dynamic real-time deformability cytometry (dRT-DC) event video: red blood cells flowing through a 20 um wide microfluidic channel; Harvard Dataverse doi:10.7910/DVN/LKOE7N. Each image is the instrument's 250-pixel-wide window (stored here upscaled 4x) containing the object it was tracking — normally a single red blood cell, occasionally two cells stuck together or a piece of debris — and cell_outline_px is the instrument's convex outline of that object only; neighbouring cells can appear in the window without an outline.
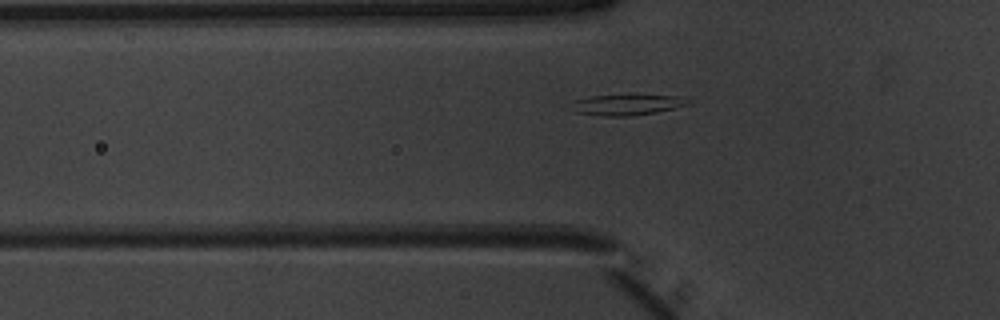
{"species": "common noctule bat (a hibernating species)", "species_latin": "Nyctalus noctula", "temperature_condition": "warm", "stored_images_in_passage": 36, "camera_frame_rate_fps": 3000, "um_per_image_px": 0.085, "animal": {"sex": "male", "body_mass_g": 20.1, "forearm_length_mm": 53.5}, "frame": {"image": 1, "passage_image": 2, "time_ms": 0.333, "image_size_px": [1000, 320], "cell_outline_px": [[692, 104], [656, 112], [632, 116], [604, 116], [576, 112], [576, 100], [592, 96], [628, 92], [676, 96]], "centroid_in_image_um": [53.37, 8.85], "position_along_channel_um": 72.4, "area_um2": 14.45}}
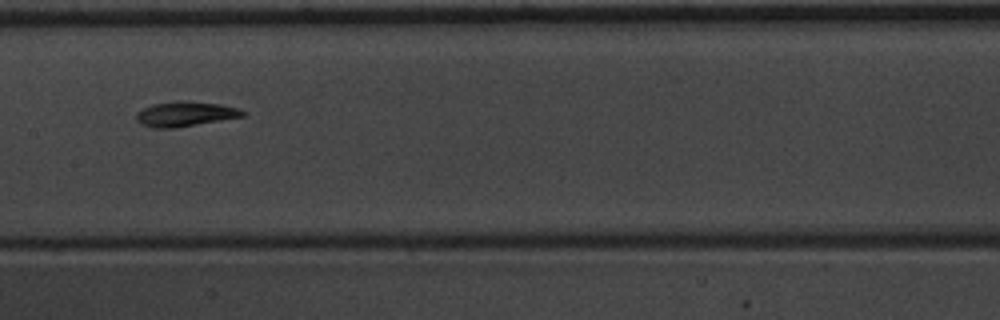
{"frame": {"image": 2, "passage_image": 11, "time_ms": 3.333, "image_size_px": [1000, 320], "cell_outline_px": [[244, 116], [176, 128], [152, 128], [140, 124], [136, 120], [136, 112], [152, 104], [176, 100], [184, 100], [220, 104], [236, 108], [244, 112]], "centroid_in_image_um": [15.68, 9.68], "position_along_channel_um": 191.7, "area_um2": 15.49}}
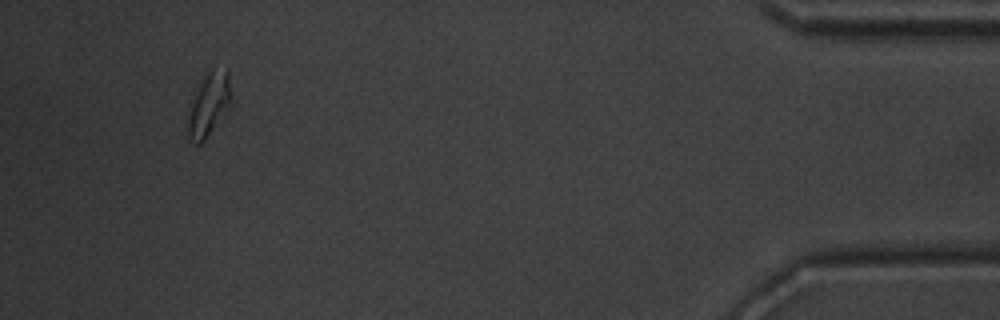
{"frame": {"image": 3, "passage_image": 33, "time_ms": 10.667, "image_size_px": [1000, 320], "cell_outline_px": [[232, 104], [204, 140], [200, 144], [196, 144], [188, 140], [184, 124], [200, 80], [212, 68], [228, 68], [232, 96]], "centroid_in_image_um": [17.74, 8.89], "position_along_channel_um": 417.5, "area_um2": 16.53}, "authors_computed_cell_mechanics": {"area_um2": 14.9991, "velocity_mm_per_s": 3.9517, "shape_relaxation_time_tau1_ms": 3.8362, "shape_relaxation_time_tau2_ms": null, "deformation_change_tau1": 0.1539, "deformation_change_tau2": null}}